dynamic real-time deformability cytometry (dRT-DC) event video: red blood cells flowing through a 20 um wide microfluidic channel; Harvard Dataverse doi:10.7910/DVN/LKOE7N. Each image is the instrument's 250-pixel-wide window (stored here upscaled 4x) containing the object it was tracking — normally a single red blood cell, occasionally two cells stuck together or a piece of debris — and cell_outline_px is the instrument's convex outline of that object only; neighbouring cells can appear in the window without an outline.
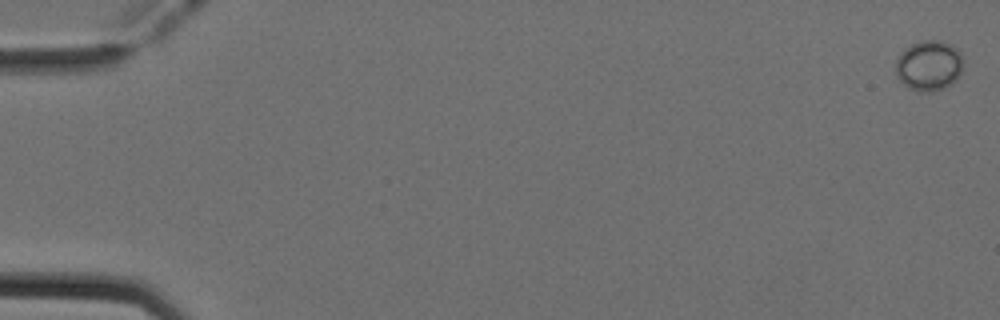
{"species": "Egyptian fruit bat (a non-hibernating species)", "species_latin": "Rousettus aegyptiacus", "temperature_condition": "cold", "stored_images_in_passage": 6, "camera_frame_rate_fps": 3000, "um_per_image_px": 0.085, "animal": {"sex": "female"}, "frame": {"image": 1, "passage_image": 1, "time_ms": 0.0, "image_size_px": [1000, 320], "cell_outline_px": [[964, 64], [956, 80], [944, 88], [932, 92], [916, 92], [908, 88], [896, 76], [896, 60], [900, 52], [904, 48], [920, 40], [940, 40], [952, 44], [960, 52], [964, 60]], "centroid_in_image_um": [78.96, 5.57], "position_along_channel_um": 6.0, "area_um2": 20.23}}